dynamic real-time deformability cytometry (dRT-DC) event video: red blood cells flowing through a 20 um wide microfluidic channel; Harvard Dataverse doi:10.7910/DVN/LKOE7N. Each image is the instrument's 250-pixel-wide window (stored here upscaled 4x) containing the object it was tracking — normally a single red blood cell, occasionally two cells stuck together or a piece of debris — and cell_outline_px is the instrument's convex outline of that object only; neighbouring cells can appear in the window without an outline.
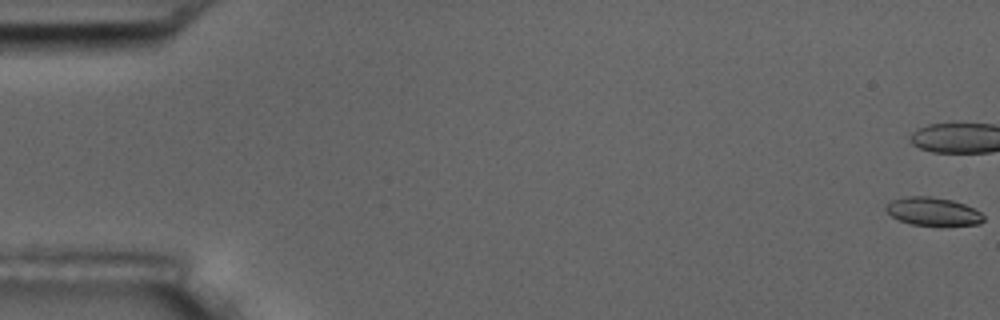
{"species": "common noctule bat (a hibernating species)", "species_latin": "Nyctalus noctula", "temperature_condition": "room temperature", "stored_images_in_passage": 56, "camera_frame_rate_fps": 3000, "um_per_image_px": 0.085, "animal": {"sex": "male", "body_mass_g": 17.5, "forearm_length_mm": 52.3}, "frame": {"image": 1, "passage_image": 1, "time_ms": 0.0, "image_size_px": [1000, 320], "cell_outline_px": [[984, 220], [980, 224], [912, 224], [900, 220], [892, 216], [884, 208], [892, 200], [904, 196], [932, 196], [952, 200], [964, 204], [980, 212], [984, 216]], "centroid_in_image_um": [79.29, 17.94], "position_along_channel_um": 5.7, "area_um2": 15.61}}